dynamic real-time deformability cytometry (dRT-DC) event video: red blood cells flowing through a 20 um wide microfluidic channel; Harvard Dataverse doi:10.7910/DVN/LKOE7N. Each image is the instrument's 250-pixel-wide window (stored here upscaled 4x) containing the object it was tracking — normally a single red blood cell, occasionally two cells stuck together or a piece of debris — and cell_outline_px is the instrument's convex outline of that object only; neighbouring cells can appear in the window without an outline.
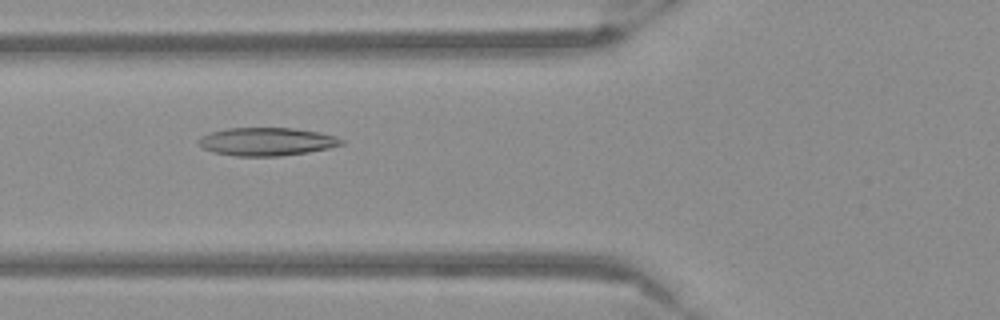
{"species": "Egyptian fruit bat (a non-hibernating species)", "species_latin": "Rousettus aegyptiacus", "temperature_condition": "warm", "stored_images_in_passage": 45, "camera_frame_rate_fps": 3000, "um_per_image_px": 0.085, "frame": {"image": 1, "passage_image": 12, "time_ms": 3.667, "image_size_px": [1000, 320], "cell_outline_px": [[344, 144], [328, 148], [308, 152], [280, 156], [236, 156], [212, 152], [204, 148], [200, 144], [200, 136], [212, 132], [228, 128], [292, 128], [320, 132], [336, 136], [344, 140]], "centroid_in_image_um": [22.71, 12.04], "position_along_channel_um": 103.1, "area_um2": 23.29}}
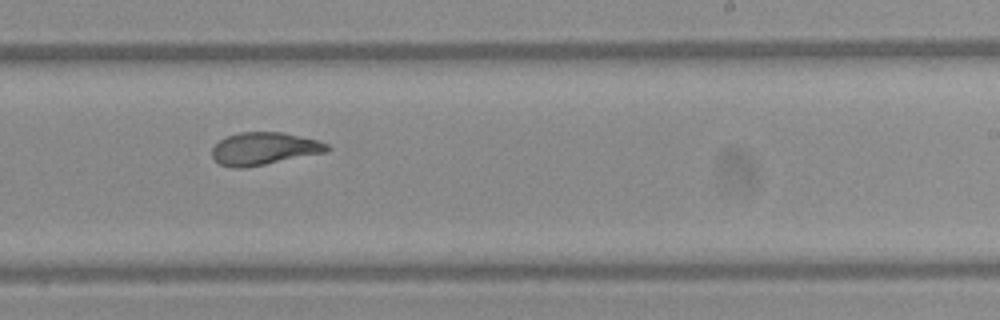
{"frame": {"image": 2, "passage_image": 25, "time_ms": 8.0, "image_size_px": [1000, 320], "cell_outline_px": [[332, 148], [328, 152], [244, 168], [232, 168], [220, 164], [212, 156], [212, 148], [224, 136], [240, 132], [280, 132], [316, 140], [328, 144]], "centroid_in_image_um": [22.44, 12.64], "position_along_channel_um": 266.6, "area_um2": 21.79}}
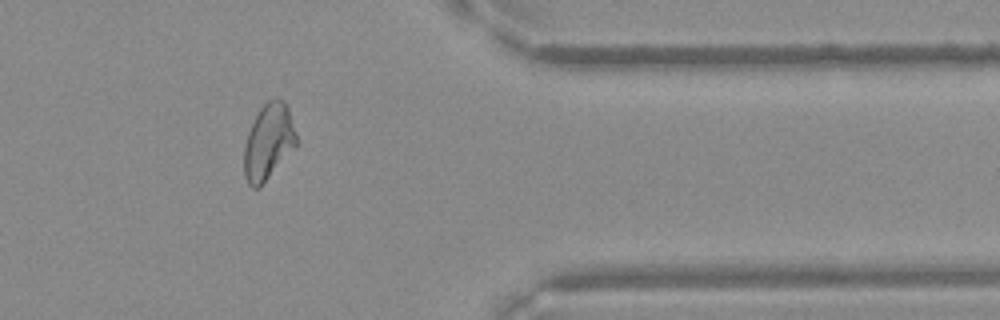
{"frame": {"image": 3, "passage_image": 36, "time_ms": 11.667, "image_size_px": [1000, 320], "cell_outline_px": [[296, 144], [260, 188], [252, 188], [248, 184], [244, 176], [244, 148], [248, 132], [260, 108], [268, 100], [276, 96], [284, 100], [288, 108], [296, 136]], "centroid_in_image_um": [22.79, 12.05], "position_along_channel_um": 388.6, "area_um2": 22.77}}